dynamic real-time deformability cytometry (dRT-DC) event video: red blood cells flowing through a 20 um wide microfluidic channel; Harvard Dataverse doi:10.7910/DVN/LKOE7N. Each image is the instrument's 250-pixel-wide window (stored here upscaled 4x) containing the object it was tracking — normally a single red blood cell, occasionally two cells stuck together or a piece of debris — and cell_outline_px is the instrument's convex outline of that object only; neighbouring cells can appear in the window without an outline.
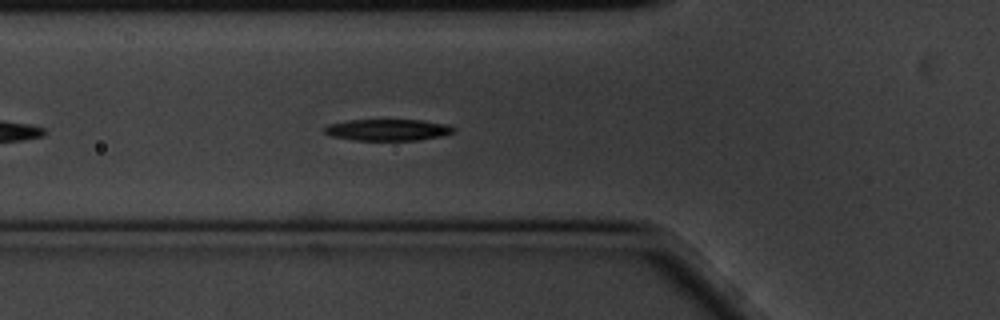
{"species": "common noctule bat (a hibernating species)", "species_latin": "Nyctalus noctula", "temperature_condition": "cold", "stored_images_in_passage": 47, "camera_frame_rate_fps": 3000, "um_per_image_px": 0.085, "animal": {"sex": "male", "body_mass_g": 20.1, "forearm_length_mm": 53.5}, "frame": {"image": 1, "passage_image": 8, "time_ms": 2.333, "image_size_px": [1000, 320], "cell_outline_px": [[456, 128], [452, 132], [440, 136], [416, 140], [352, 140], [332, 136], [324, 132], [324, 128], [328, 124], [348, 120], [420, 120], [448, 124]], "centroid_in_image_um": [32.94, 11.03], "position_along_channel_um": 92.9, "area_um2": 16.07}}
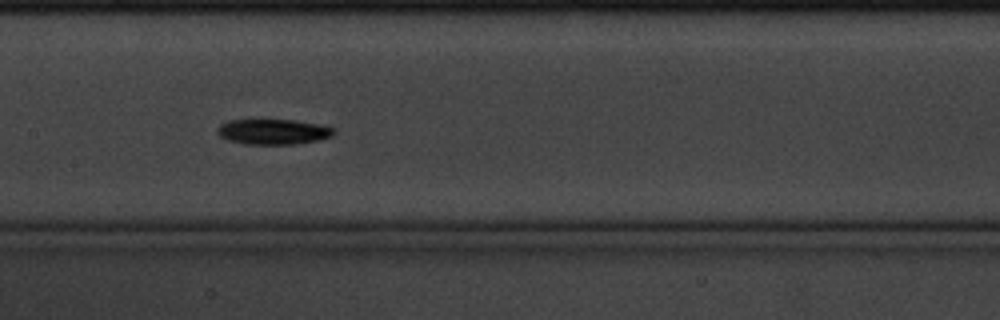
{"frame": {"image": 2, "passage_image": 16, "time_ms": 5.0, "image_size_px": [1000, 320], "cell_outline_px": [[336, 132], [332, 136], [316, 140], [296, 144], [244, 144], [228, 140], [220, 136], [216, 132], [216, 128], [220, 124], [228, 120], [256, 116], [260, 116], [296, 120], [320, 124], [336, 128]], "centroid_in_image_um": [23.16, 11.13], "position_along_channel_um": 184.2, "area_um2": 18.38}}
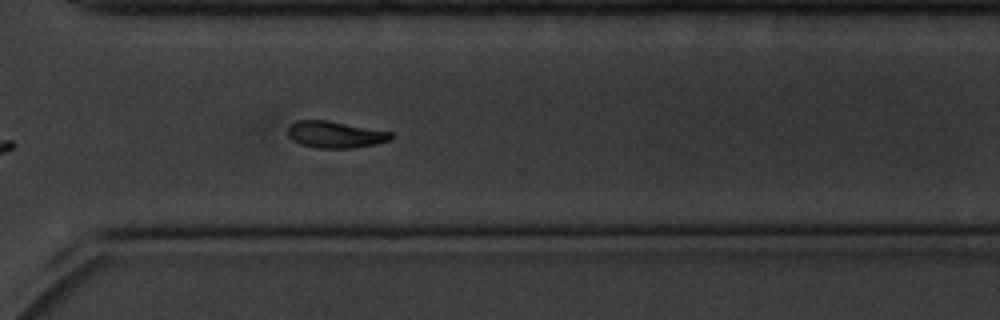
{"frame": {"image": 3, "passage_image": 30, "time_ms": 9.667, "image_size_px": [1000, 320], "cell_outline_px": [[392, 140], [376, 144], [352, 148], [316, 148], [300, 144], [292, 140], [288, 136], [288, 124], [296, 120], [328, 120], [392, 132]], "centroid_in_image_um": [28.47, 11.43], "position_along_channel_um": 342.1, "area_um2": 16.24}}